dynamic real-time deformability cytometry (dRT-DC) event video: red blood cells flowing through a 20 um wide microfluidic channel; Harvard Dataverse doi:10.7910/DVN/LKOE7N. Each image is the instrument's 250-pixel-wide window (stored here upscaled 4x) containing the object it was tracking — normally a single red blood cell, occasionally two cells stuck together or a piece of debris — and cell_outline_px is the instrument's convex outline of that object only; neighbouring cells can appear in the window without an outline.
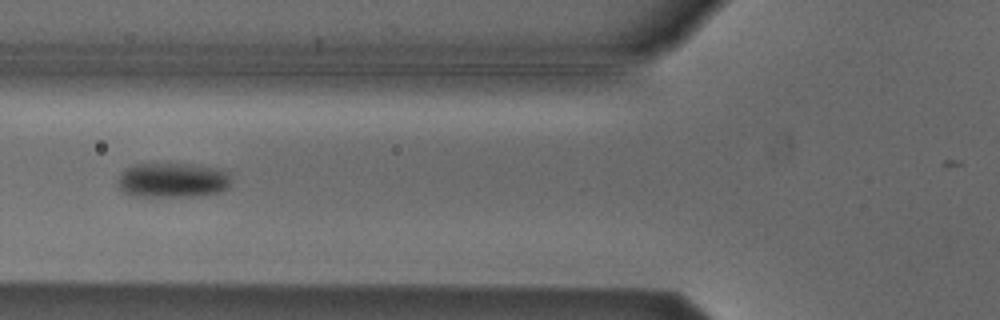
{"species": "Egyptian fruit bat (a non-hibernating species)", "species_latin": "Rousettus aegyptiacus", "temperature_condition": "cold", "stored_images_in_passage": 4, "camera_frame_rate_fps": 3000, "um_per_image_px": 0.085, "animal": {"sex": "male"}, "frame": {"image": 1, "passage_image": 4, "time_ms": 1.0, "image_size_px": [1000, 320], "cell_outline_px": [[232, 184], [228, 188], [220, 192], [200, 196], [132, 196], [124, 192], [116, 184], [116, 180], [120, 172], [124, 168], [132, 164], [200, 164], [216, 168], [228, 172], [232, 180]], "centroid_in_image_um": [14.67, 15.31], "position_along_channel_um": 111.1, "area_um2": 23.58}}